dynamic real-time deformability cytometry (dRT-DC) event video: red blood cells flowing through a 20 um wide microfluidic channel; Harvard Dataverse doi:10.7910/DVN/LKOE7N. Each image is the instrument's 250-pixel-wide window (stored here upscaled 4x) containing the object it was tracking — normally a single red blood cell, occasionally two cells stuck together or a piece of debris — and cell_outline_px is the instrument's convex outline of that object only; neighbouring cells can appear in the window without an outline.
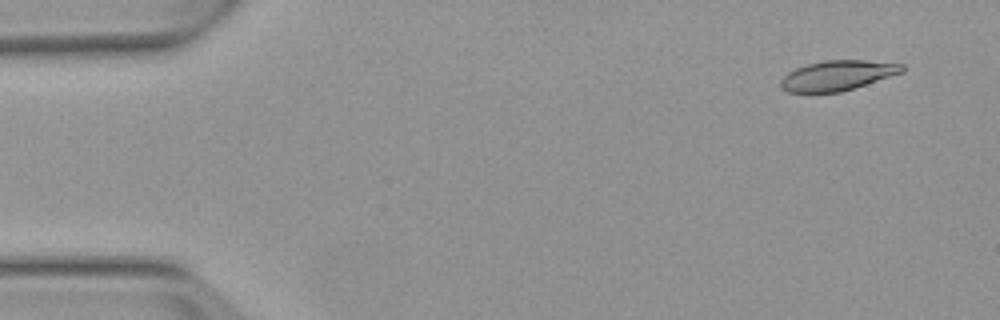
{"species": "Egyptian fruit bat (a non-hibernating species)", "species_latin": "Rousettus aegyptiacus", "temperature_condition": "warm", "stored_images_in_passage": 4, "camera_frame_rate_fps": 3000, "um_per_image_px": 0.085, "animal": {"sex": "female"}, "frame": {"image": 1, "passage_image": 1, "time_ms": 0.0, "image_size_px": [1000, 320], "cell_outline_px": [[904, 72], [840, 92], [788, 92], [780, 88], [780, 80], [788, 72], [796, 68], [808, 64], [824, 60], [864, 60], [904, 64]], "centroid_in_image_um": [71.17, 6.41], "position_along_channel_um": 13.8, "area_um2": 21.1}}
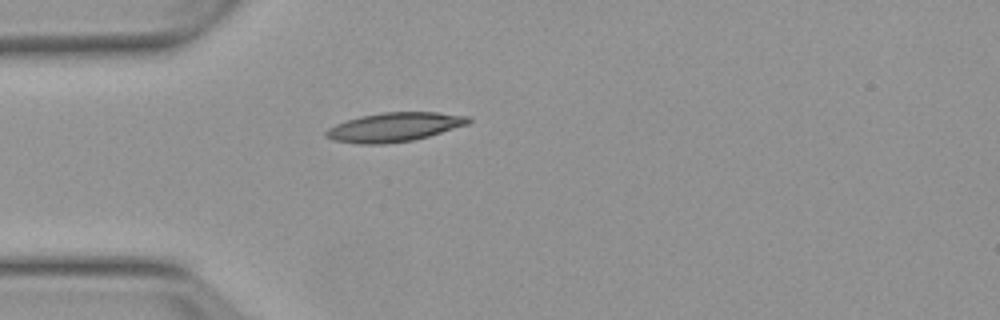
{"frame": {"image": 2, "passage_image": 4, "time_ms": 3.667, "image_size_px": [1000, 320], "cell_outline_px": [[472, 120], [468, 124], [428, 136], [412, 140], [384, 144], [360, 144], [332, 140], [324, 136], [324, 132], [328, 128], [336, 124], [360, 116], [384, 112], [436, 112], [468, 116]], "centroid_in_image_um": [33.49, 10.8], "position_along_channel_um": 51.5, "area_um2": 23.99}}